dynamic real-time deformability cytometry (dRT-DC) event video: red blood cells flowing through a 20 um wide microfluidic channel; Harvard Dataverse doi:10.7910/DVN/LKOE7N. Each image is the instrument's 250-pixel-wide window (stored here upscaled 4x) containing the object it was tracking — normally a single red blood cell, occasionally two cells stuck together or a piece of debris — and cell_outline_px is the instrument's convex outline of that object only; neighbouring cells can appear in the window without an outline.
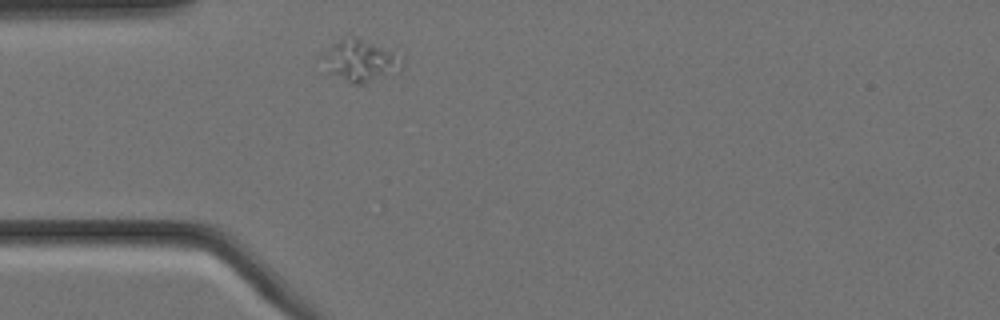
{"species": "Egyptian fruit bat (a non-hibernating species)", "species_latin": "Rousettus aegyptiacus", "temperature_condition": "cold", "stored_images_in_passage": 1, "camera_frame_rate_fps": 3000, "um_per_image_px": 0.085, "animal": {"sex": "female"}, "frame": {"image": 1, "passage_image": 1, "time_ms": 0.0, "image_size_px": [1000, 320], "cell_outline_px": [[404, 64], [392, 76], [364, 84], [356, 84], [328, 72], [320, 56], [332, 44], [340, 40], [352, 36], [356, 36], [404, 52]], "centroid_in_image_um": [30.76, 5.12], "position_along_channel_um": 54.2, "area_um2": 20.23}}